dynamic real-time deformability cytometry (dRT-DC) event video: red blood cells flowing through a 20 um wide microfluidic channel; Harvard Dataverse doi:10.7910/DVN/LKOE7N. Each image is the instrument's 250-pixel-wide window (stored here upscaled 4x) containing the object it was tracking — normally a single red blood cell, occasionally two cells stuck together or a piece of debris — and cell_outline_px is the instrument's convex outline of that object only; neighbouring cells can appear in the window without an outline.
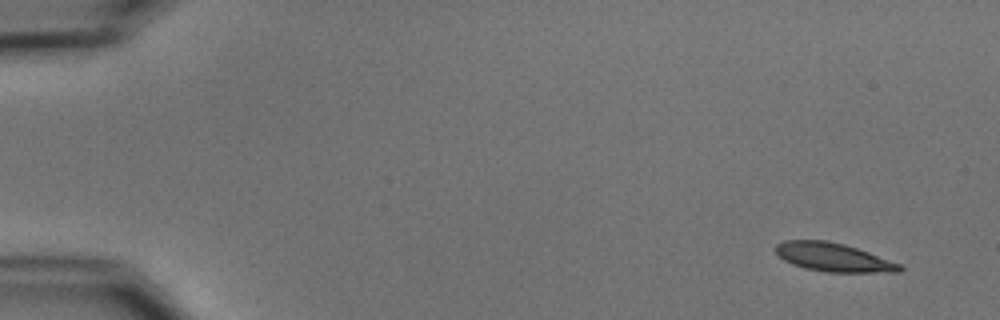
{"species": "common noctule bat (a hibernating species)", "species_latin": "Nyctalus noctula", "temperature_condition": "cold", "stored_images_in_passage": 6, "camera_frame_rate_fps": 3000, "um_per_image_px": 0.085, "animal": {"sex": "male", "body_mass_g": 15.6}, "frame": {"image": 1, "passage_image": 1, "time_ms": 0.0, "image_size_px": [1000, 320], "cell_outline_px": [[904, 268], [900, 272], [828, 272], [804, 268], [792, 264], [784, 260], [776, 252], [776, 244], [784, 240], [828, 240], [844, 244], [868, 252], [900, 264]], "centroid_in_image_um": [70.82, 21.86], "position_along_channel_um": 14.2, "area_um2": 20.52}}
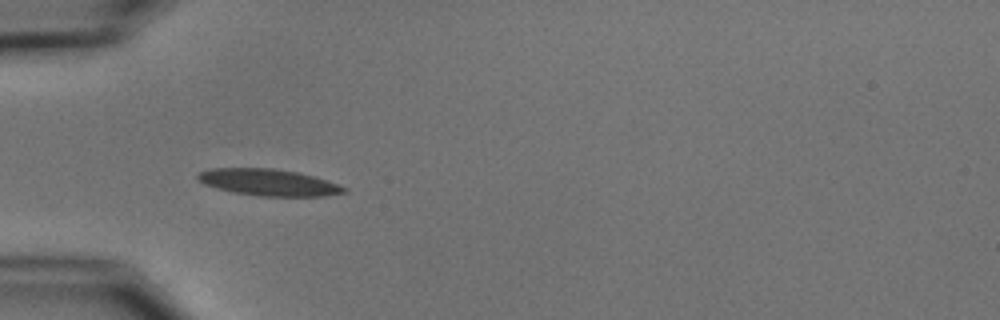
{"frame": {"image": 2, "passage_image": 5, "time_ms": 4.667, "image_size_px": [1000, 320], "cell_outline_px": [[348, 192], [324, 196], [260, 196], [232, 192], [216, 188], [204, 184], [196, 176], [200, 172], [208, 168], [272, 168], [296, 172], [312, 176], [348, 188]], "centroid_in_image_um": [22.8, 15.5], "position_along_channel_um": 62.2, "area_um2": 22.54}}